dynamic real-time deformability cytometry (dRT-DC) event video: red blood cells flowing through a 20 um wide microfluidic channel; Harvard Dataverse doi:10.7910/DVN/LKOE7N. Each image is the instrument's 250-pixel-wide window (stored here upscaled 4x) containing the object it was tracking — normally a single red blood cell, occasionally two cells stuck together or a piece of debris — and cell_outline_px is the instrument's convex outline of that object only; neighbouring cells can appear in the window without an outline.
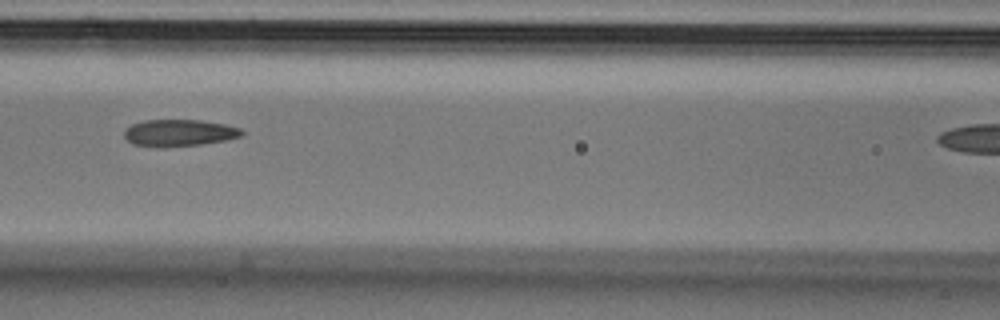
{"species": "Egyptian fruit bat (a non-hibernating species)", "species_latin": "Rousettus aegyptiacus", "temperature_condition": "cold", "stored_images_in_passage": 6, "camera_frame_rate_fps": 3000, "um_per_image_px": 0.085, "animal": {"sex": "male"}, "frame": {"image": 1, "passage_image": 5, "time_ms": 1.333, "image_size_px": [1000, 320], "cell_outline_px": [[244, 136], [224, 140], [200, 144], [164, 148], [160, 148], [132, 144], [124, 136], [124, 128], [132, 124], [144, 120], [200, 120], [224, 124], [240, 128], [244, 132]], "centroid_in_image_um": [15.2, 11.3], "position_along_channel_um": 151.4, "area_um2": 18.55}}